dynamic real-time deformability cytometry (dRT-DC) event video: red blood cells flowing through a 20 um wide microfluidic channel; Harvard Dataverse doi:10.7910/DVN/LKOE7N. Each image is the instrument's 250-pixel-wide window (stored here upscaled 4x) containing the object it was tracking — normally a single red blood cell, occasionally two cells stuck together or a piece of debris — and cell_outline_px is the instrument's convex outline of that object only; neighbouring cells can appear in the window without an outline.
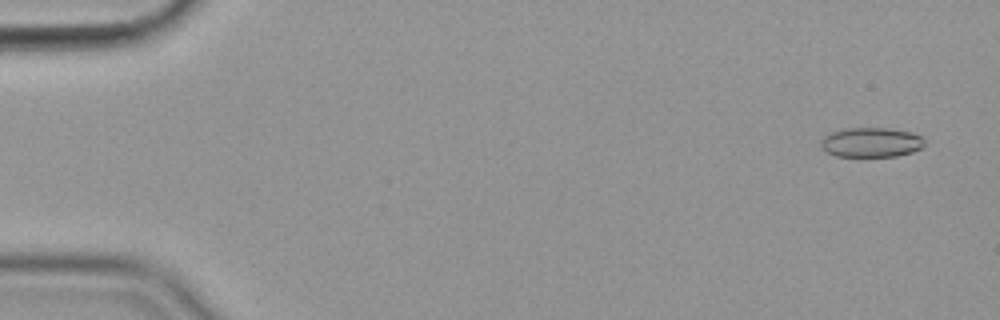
{"species": "common noctule bat (a hibernating species)", "species_latin": "Nyctalus noctula", "temperature_condition": "cold", "stored_images_in_passage": 57, "camera_frame_rate_fps": 3000, "um_per_image_px": 0.085, "animal": {"sex": "female", "body_mass_g": 19.9}, "frame": {"image": 1, "passage_image": 3, "time_ms": 0.667, "image_size_px": [1000, 320], "cell_outline_px": [[924, 144], [920, 148], [912, 152], [896, 156], [836, 156], [820, 148], [820, 140], [828, 132], [844, 128], [892, 128], [912, 132], [920, 136], [924, 140]], "centroid_in_image_um": [74.01, 12.08], "position_along_channel_um": 11.0, "area_um2": 18.09}}
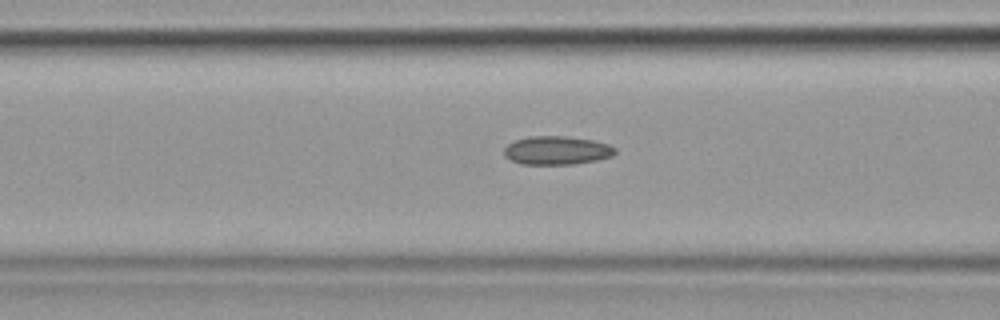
{"frame": {"image": 2, "passage_image": 23, "time_ms": 7.333, "image_size_px": [1000, 320], "cell_outline_px": [[616, 152], [612, 156], [596, 160], [572, 164], [520, 164], [504, 156], [504, 148], [508, 144], [516, 140], [528, 136], [568, 136], [592, 140], [608, 144], [616, 148]], "centroid_in_image_um": [47.32, 12.78], "position_along_channel_um": 119.3, "area_um2": 18.44}}
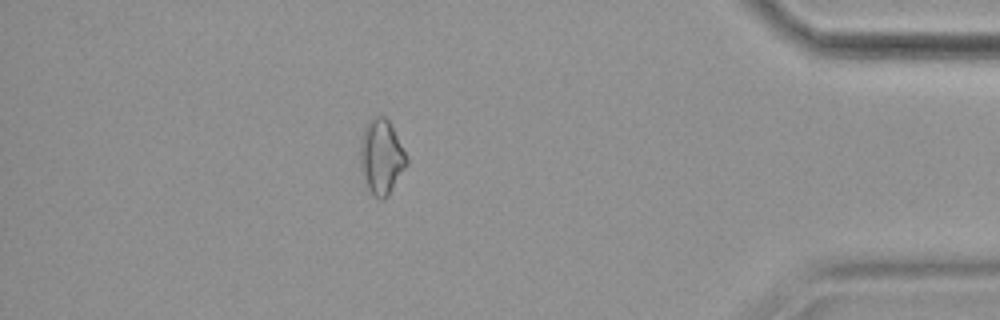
{"frame": {"image": 3, "passage_image": 50, "time_ms": 16.333, "image_size_px": [1000, 320], "cell_outline_px": [[408, 164], [388, 196], [384, 200], [380, 200], [372, 192], [364, 180], [360, 164], [360, 140], [364, 128], [368, 120], [372, 116], [384, 116], [388, 120], [408, 160]], "centroid_in_image_um": [32.4, 13.33], "position_along_channel_um": 402.8, "area_um2": 20.0}, "authors_computed_cell_mechanics": {"area_um2": 18.207, "velocity_mm_per_s": 3.5812, "shape_relaxation_time_tau1_ms": null, "shape_relaxation_time_tau2_ms": 9.3699, "deformation_change_tau1": null, "deformation_change_tau2": 0.1495}}